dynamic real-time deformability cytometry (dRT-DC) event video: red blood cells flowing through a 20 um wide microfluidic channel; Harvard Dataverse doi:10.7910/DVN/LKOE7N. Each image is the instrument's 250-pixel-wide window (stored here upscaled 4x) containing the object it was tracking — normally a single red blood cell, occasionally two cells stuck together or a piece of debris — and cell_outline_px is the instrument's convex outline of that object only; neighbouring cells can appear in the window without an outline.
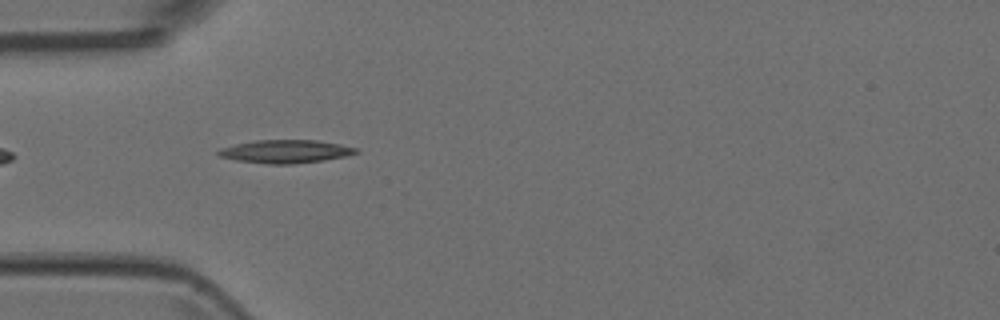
{"species": "Egyptian fruit bat (a non-hibernating species)", "species_latin": "Rousettus aegyptiacus", "temperature_condition": "room temperature", "stored_images_in_passage": 7, "segment_of_instrument_passage": [2, 2], "camera_frame_rate_fps": 3000, "um_per_image_px": 0.085, "animal": {"sex": "female"}, "frame": {"image": 1, "passage_image": 5, "time_ms": 1.333, "image_size_px": [1000, 320], "cell_outline_px": [[360, 152], [348, 156], [324, 160], [292, 164], [268, 164], [236, 160], [220, 156], [216, 152], [220, 148], [236, 144], [256, 140], [316, 140], [340, 144], [356, 148]], "centroid_in_image_um": [24.29, 12.87], "position_along_channel_um": 60.7, "area_um2": 18.55}}
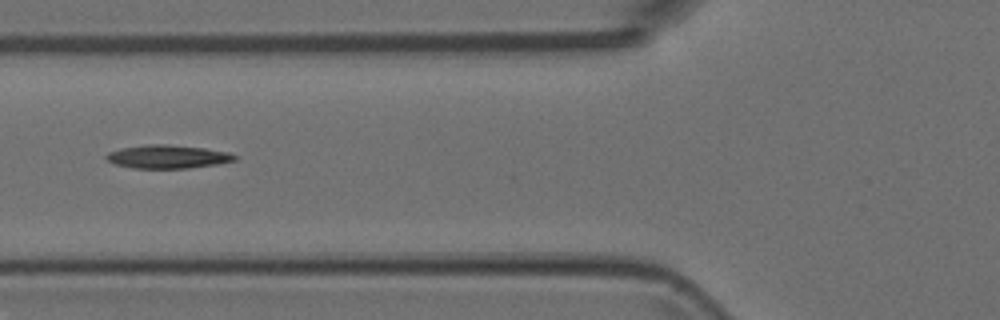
{"frame": {"image": 2, "passage_image": 6, "time_ms": 1.667, "image_size_px": [1000, 320], "cell_outline_px": [[240, 156], [236, 160], [220, 164], [188, 168], [132, 168], [116, 164], [108, 160], [104, 156], [108, 152], [120, 148], [148, 144], [164, 144], [204, 148], [228, 152]], "centroid_in_image_um": [14.29, 13.32], "position_along_channel_um": 111.5, "area_um2": 17.57}}
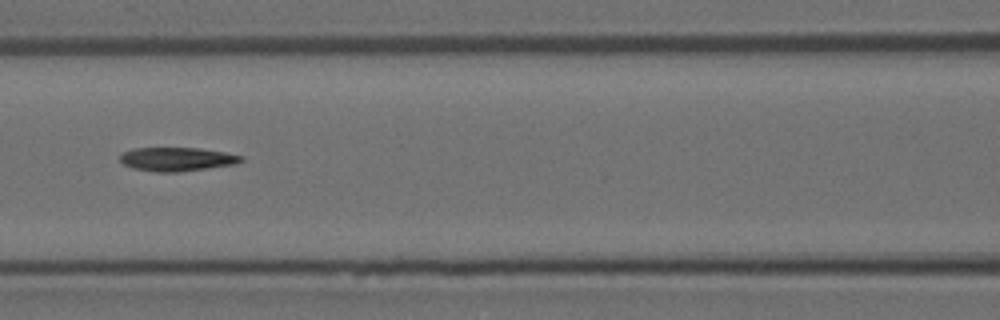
{"frame": {"image": 3, "passage_image": 7, "time_ms": 2.0, "image_size_px": [1000, 320], "cell_outline_px": [[244, 160], [236, 164], [180, 172], [156, 172], [132, 168], [124, 164], [120, 160], [120, 156], [124, 152], [136, 148], [200, 148], [224, 152], [244, 156]], "centroid_in_image_um": [15.07, 13.53], "position_along_channel_um": 151.5, "area_um2": 16.76}}